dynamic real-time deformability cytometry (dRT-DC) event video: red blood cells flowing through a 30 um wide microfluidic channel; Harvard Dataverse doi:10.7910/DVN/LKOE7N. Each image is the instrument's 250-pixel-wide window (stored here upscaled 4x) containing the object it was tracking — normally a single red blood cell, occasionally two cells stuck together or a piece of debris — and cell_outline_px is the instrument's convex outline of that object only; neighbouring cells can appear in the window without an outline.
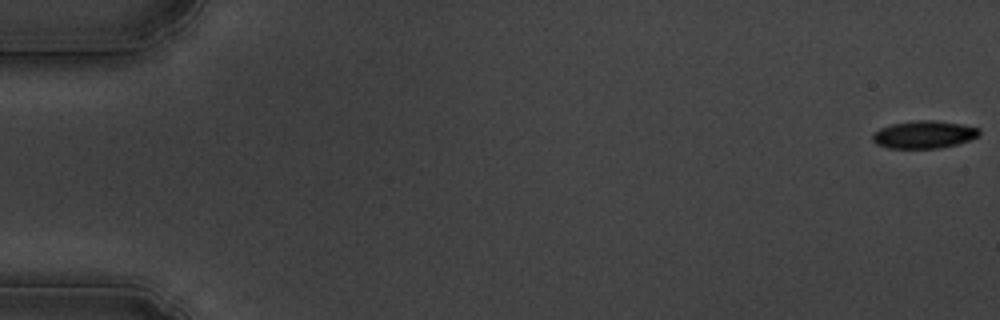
{"species": "common noctule bat (a hibernating species)", "species_latin": "Nyctalus noctula", "temperature_condition": "cold", "stored_images_in_passage": 56, "camera_frame_rate_fps": 3000, "um_per_image_px": 0.085, "animal": {"sex": "male", "body_mass_g": 19.5, "forearm_length_mm": 54.6}, "frame": {"image": 1, "passage_image": 1, "time_ms": 0.0, "image_size_px": [1000, 320], "cell_outline_px": [[980, 132], [976, 136], [968, 140], [956, 144], [940, 148], [888, 148], [876, 144], [872, 140], [872, 132], [880, 128], [892, 124], [912, 120], [932, 120], [964, 124], [980, 128]], "centroid_in_image_um": [78.5, 11.43], "position_along_channel_um": 6.5, "area_um2": 17.22}}
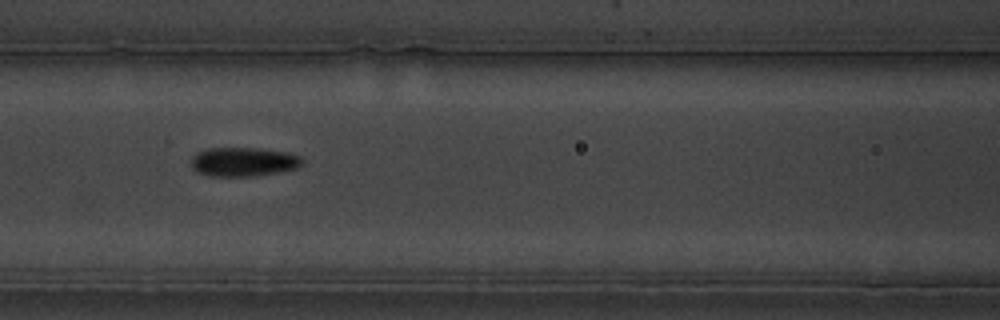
{"frame": {"image": 2, "passage_image": 25, "time_ms": 8.0, "image_size_px": [1000, 320], "cell_outline_px": [[304, 160], [296, 168], [256, 176], [208, 176], [196, 172], [192, 168], [192, 156], [208, 148], [252, 148], [288, 152], [300, 156]], "centroid_in_image_um": [20.67, 13.76], "position_along_channel_um": 145.9, "area_um2": 18.67}}
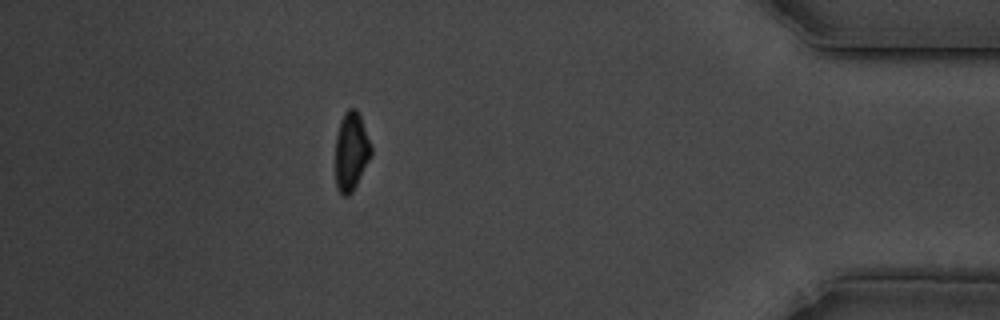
{"frame": {"image": 3, "passage_image": 50, "time_ms": 16.333, "image_size_px": [1000, 320], "cell_outline_px": [[372, 156], [352, 192], [348, 196], [344, 196], [336, 188], [336, 136], [340, 120], [344, 112], [348, 108], [356, 108], [360, 116], [372, 148]], "centroid_in_image_um": [29.85, 12.87], "position_along_channel_um": 405.3, "area_um2": 16.36}, "authors_computed_cell_mechanics": {"area_um2": 17.7446, "velocity_mm_per_s": 3.642, "shape_relaxation_time_tau1_ms": 3.2027, "shape_relaxation_time_tau2_ms": null, "deformation_change_tau1": 0.0847, "deformation_change_tau2": null}}